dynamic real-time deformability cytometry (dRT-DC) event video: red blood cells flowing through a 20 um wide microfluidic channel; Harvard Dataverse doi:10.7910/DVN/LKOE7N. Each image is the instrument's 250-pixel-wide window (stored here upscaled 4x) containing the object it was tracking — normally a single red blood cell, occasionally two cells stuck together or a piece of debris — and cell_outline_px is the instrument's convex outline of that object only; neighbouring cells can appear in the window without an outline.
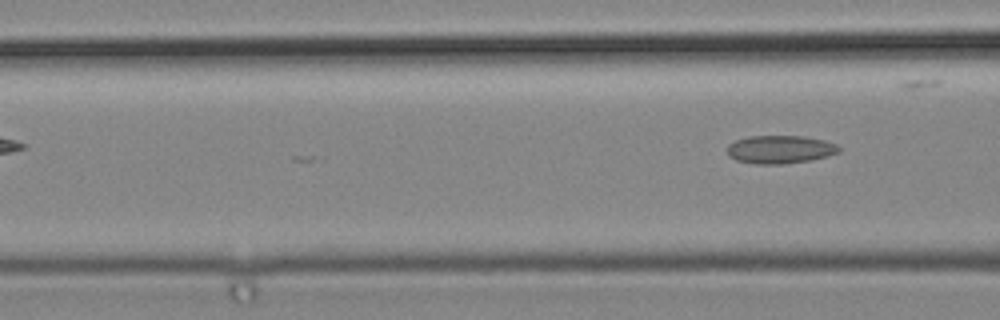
{"species": "common noctule bat (a hibernating species)", "species_latin": "Nyctalus noctula", "temperature_condition": "cold", "stored_images_in_passage": 4, "camera_frame_rate_fps": 3000, "um_per_image_px": 0.085, "animal": {"sex": "male", "body_mass_g": 19.2, "forearm_length_mm": 51.8}, "frame": {"image": 1, "passage_image": 4, "time_ms": 1.0, "image_size_px": [1000, 320], "cell_outline_px": [[840, 152], [828, 156], [812, 160], [784, 164], [756, 164], [736, 160], [728, 156], [728, 144], [736, 140], [748, 136], [804, 136], [824, 140], [836, 144], [840, 148]], "centroid_in_image_um": [66.32, 12.7], "position_along_channel_um": 100.3, "area_um2": 18.44}}